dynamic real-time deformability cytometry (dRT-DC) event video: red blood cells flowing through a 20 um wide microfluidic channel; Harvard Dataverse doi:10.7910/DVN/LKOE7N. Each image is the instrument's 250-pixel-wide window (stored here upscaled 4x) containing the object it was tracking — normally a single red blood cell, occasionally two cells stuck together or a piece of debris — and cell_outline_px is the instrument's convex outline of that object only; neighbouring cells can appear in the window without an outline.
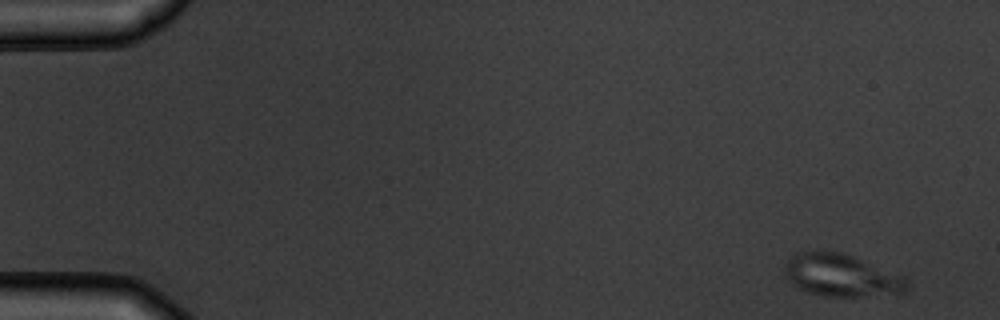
{"species": "common noctule bat (a hibernating species)", "species_latin": "Nyctalus noctula", "temperature_condition": "warm", "stored_images_in_passage": 5, "camera_frame_rate_fps": 3000, "um_per_image_px": 0.085, "animal": {"sex": "male", "body_mass_g": 19.5, "forearm_length_mm": 54.6}, "frame": {"image": 1, "passage_image": 1, "time_ms": 0.0, "image_size_px": [1000, 320], "cell_outline_px": [[908, 288], [904, 292], [860, 296], [824, 296], [808, 292], [792, 284], [784, 276], [784, 268], [788, 260], [796, 252], [844, 252], [904, 276], [908, 284]], "centroid_in_image_um": [71.5, 23.4], "position_along_channel_um": 13.5, "area_um2": 29.94}}